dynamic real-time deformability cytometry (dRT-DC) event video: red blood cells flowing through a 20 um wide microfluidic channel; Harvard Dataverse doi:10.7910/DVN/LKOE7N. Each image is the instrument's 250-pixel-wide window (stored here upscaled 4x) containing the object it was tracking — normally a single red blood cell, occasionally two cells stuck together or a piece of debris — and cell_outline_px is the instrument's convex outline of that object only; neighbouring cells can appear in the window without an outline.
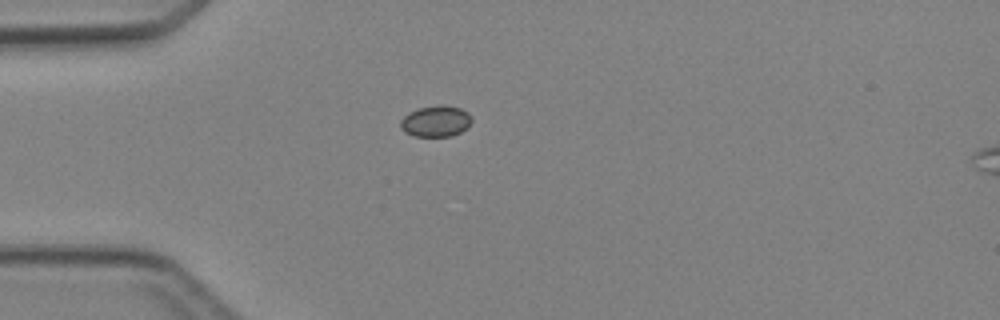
{"species": "Egyptian fruit bat (a non-hibernating species)", "species_latin": "Rousettus aegyptiacus", "temperature_condition": "cold", "stored_images_in_passage": 4, "camera_frame_rate_fps": 3000, "um_per_image_px": 0.085, "animal": {"sex": "female"}, "frame": {"image": 1, "passage_image": 4, "time_ms": 4.667, "image_size_px": [1000, 320], "cell_outline_px": [[472, 120], [468, 128], [452, 136], [412, 136], [404, 132], [400, 128], [400, 120], [408, 112], [420, 108], [460, 108], [468, 112]], "centroid_in_image_um": [37.01, 10.36], "position_along_channel_um": 48.0, "area_um2": 12.48}}